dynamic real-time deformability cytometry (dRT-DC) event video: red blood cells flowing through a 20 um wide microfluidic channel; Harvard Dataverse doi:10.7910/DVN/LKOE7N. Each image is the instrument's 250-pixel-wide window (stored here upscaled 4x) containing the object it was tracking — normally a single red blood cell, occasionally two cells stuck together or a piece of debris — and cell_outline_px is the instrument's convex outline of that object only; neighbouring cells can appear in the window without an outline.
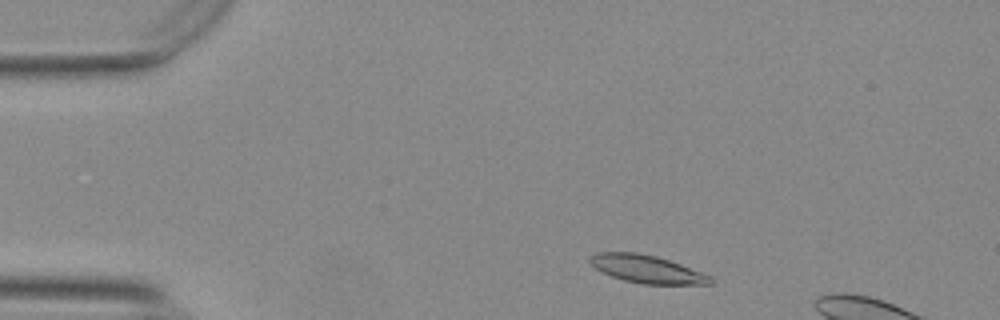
{"species": "Egyptian fruit bat (a non-hibernating species)", "species_latin": "Rousettus aegyptiacus", "temperature_condition": "warm", "stored_images_in_passage": 8, "camera_frame_rate_fps": 3000, "um_per_image_px": 0.085, "animal": {"sex": "female"}, "frame": {"image": 1, "passage_image": 3, "time_ms": 0.667, "image_size_px": [1000, 320], "cell_outline_px": [[716, 280], [712, 284], [644, 284], [624, 280], [612, 276], [596, 268], [588, 260], [588, 256], [596, 252], [636, 252], [656, 256], [680, 264], [712, 276]], "centroid_in_image_um": [55.0, 22.87], "position_along_channel_um": 30.0, "area_um2": 19.48}}